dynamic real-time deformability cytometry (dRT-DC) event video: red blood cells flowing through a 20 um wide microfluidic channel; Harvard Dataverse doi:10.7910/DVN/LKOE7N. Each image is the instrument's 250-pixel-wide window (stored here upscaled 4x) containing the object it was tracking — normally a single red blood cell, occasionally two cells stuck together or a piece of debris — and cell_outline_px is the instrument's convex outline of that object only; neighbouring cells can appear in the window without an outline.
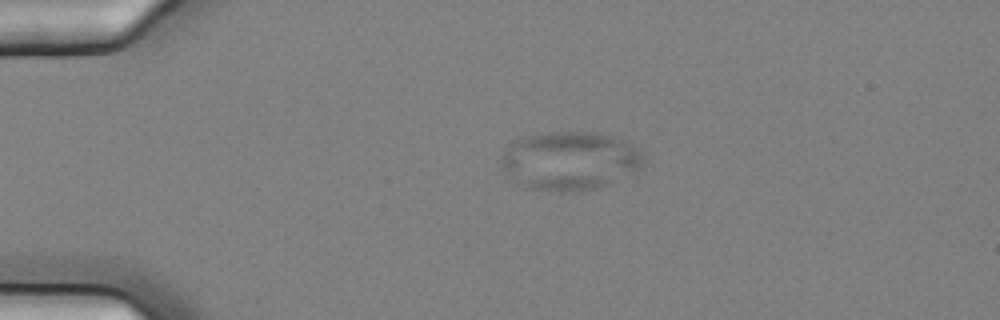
{"species": "common noctule bat (a hibernating species)", "species_latin": "Nyctalus noctula", "temperature_condition": "cold", "stored_images_in_passage": 2, "camera_frame_rate_fps": 3000, "um_per_image_px": 0.085, "animal": {"sex": "female", "body_mass_g": 25.1}, "frame": {"image": 1, "passage_image": 2, "time_ms": 0.333, "image_size_px": [1000, 320], "cell_outline_px": [[640, 168], [600, 188], [560, 192], [524, 188], [500, 168], [500, 160], [504, 152], [512, 140], [520, 136], [548, 132], [596, 132], [616, 136], [624, 140], [636, 148], [640, 152]], "centroid_in_image_um": [48.35, 13.65], "position_along_channel_um": 36.7, "area_um2": 48.67}}